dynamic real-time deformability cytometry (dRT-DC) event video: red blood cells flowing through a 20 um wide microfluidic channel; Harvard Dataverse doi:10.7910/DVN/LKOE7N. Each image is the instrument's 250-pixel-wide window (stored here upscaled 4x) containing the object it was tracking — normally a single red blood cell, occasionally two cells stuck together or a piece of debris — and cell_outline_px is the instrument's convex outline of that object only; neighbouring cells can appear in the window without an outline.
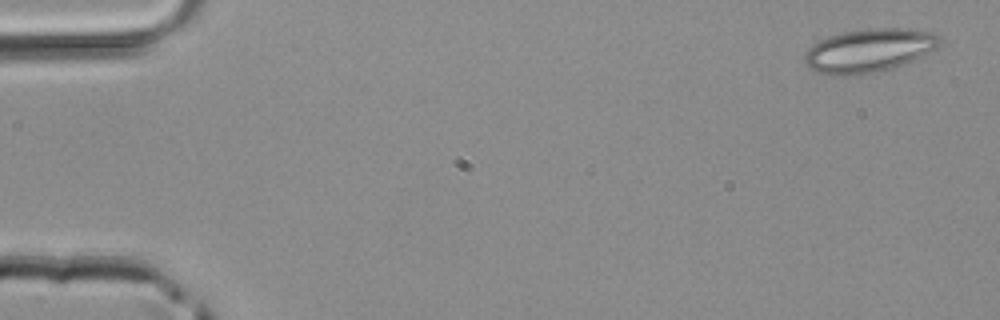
{"species": "common noctule bat (a hibernating species)", "species_latin": "Nyctalus noctula", "temperature_condition": "room temperature", "stored_images_in_passage": 3, "camera_frame_rate_fps": 3000, "um_per_image_px": 0.085, "animal": {"sex": "male", "body_mass_g": 20.4}, "frame": {"image": 1, "passage_image": 1, "time_ms": 0.0, "image_size_px": [1000, 320], "cell_outline_px": [[944, 40], [940, 48], [924, 56], [904, 64], [892, 68], [876, 72], [848, 76], [832, 76], [816, 72], [804, 60], [804, 56], [808, 48], [820, 40], [828, 36], [844, 32], [872, 28], [908, 28], [936, 32]], "centroid_in_image_um": [73.97, 4.29], "position_along_channel_um": 11.0, "area_um2": 34.85}}